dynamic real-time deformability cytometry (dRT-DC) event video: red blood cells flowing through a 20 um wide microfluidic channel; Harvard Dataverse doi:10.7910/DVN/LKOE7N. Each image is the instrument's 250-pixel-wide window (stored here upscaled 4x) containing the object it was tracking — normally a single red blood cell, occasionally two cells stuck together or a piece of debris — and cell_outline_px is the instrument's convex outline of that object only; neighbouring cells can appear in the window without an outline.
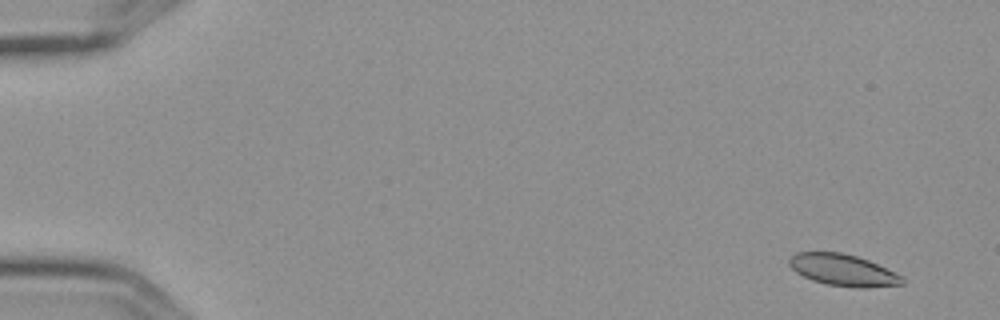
{"species": "Egyptian fruit bat (a non-hibernating species)", "species_latin": "Rousettus aegyptiacus", "temperature_condition": "cold", "stored_images_in_passage": 10, "camera_frame_rate_fps": 3000, "um_per_image_px": 0.085, "frame": {"image": 1, "passage_image": 1, "time_ms": 0.0, "image_size_px": [1000, 320], "cell_outline_px": [[904, 284], [868, 288], [856, 288], [828, 284], [812, 280], [796, 272], [788, 264], [788, 260], [796, 252], [840, 252], [856, 256], [868, 260], [904, 276]], "centroid_in_image_um": [71.68, 22.96], "position_along_channel_um": 13.3, "area_um2": 20.87}}
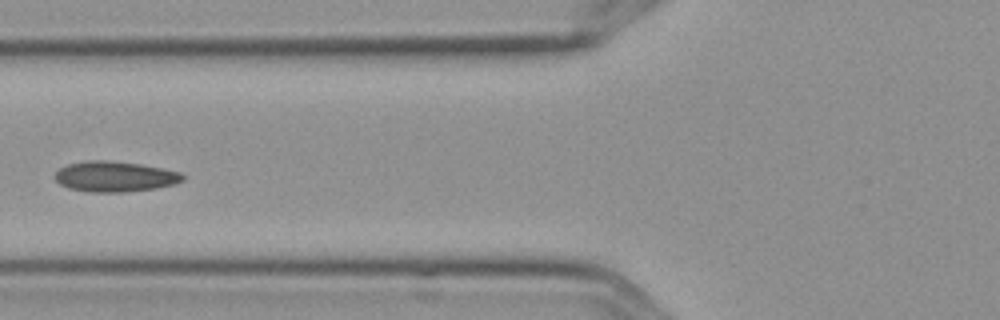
{"frame": {"image": 2, "passage_image": 6, "time_ms": 1.667, "image_size_px": [1000, 320], "cell_outline_px": [[184, 180], [176, 184], [156, 188], [124, 192], [88, 192], [68, 188], [60, 184], [52, 176], [60, 168], [68, 164], [88, 160], [108, 160], [140, 164], [180, 172], [184, 176]], "centroid_in_image_um": [9.74, 15.01], "position_along_channel_um": 116.1, "area_um2": 22.77}}
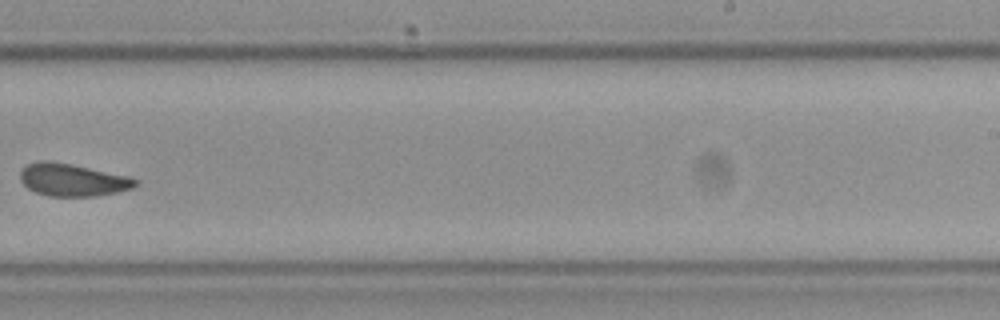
{"frame": {"image": 3, "passage_image": 10, "time_ms": 3.0, "image_size_px": [1000, 320], "cell_outline_px": [[136, 184], [132, 188], [116, 192], [96, 196], [48, 196], [36, 192], [28, 188], [20, 180], [20, 168], [36, 160], [48, 160], [72, 164], [128, 176], [136, 180]], "centroid_in_image_um": [6.1, 15.28], "position_along_channel_um": 282.9, "area_um2": 21.79}}